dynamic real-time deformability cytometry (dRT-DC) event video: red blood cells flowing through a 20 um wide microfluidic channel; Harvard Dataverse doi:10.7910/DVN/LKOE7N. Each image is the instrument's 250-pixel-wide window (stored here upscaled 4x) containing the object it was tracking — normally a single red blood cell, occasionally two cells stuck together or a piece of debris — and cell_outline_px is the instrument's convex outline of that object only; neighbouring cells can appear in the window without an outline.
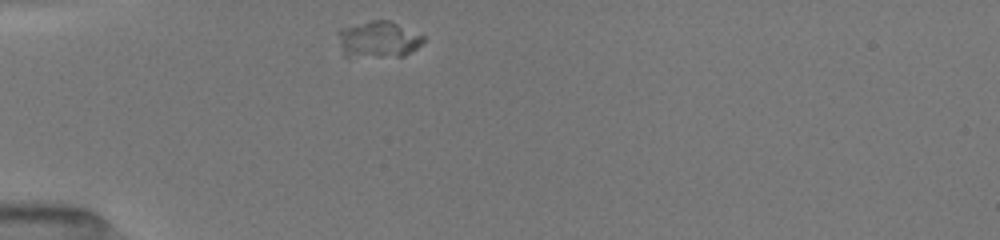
{"species": "common noctule bat (a hibernating species)", "species_latin": "Nyctalus noctula", "temperature_condition": "room temperature", "stored_images_in_passage": 38, "camera_frame_rate_fps": 3000, "um_per_image_px": 0.085, "animal": {"sex": "female", "body_mass_g": 19.5, "forearm_length_mm": 54.1}, "frame": {"image": 1, "passage_image": 1, "time_ms": 0.0, "image_size_px": [1000, 240], "cell_outline_px": [[424, 40], [416, 48], [404, 56], [344, 56], [340, 44], [340, 28], [372, 20], [388, 20], [424, 36]], "centroid_in_image_um": [32.16, 3.35], "position_along_channel_um": 52.8, "area_um2": 17.63}}
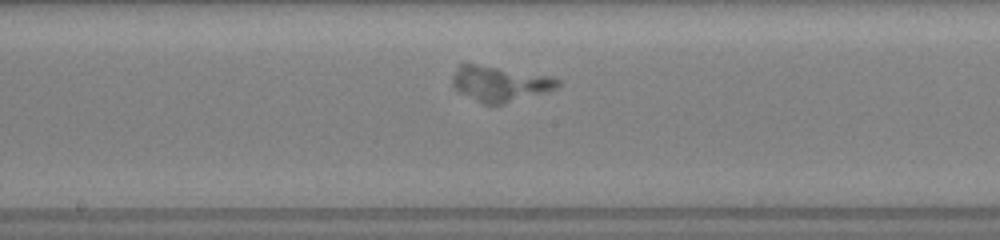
{"frame": {"image": 2, "passage_image": 14, "time_ms": 4.333, "image_size_px": [1000, 240], "cell_outline_px": [[560, 84], [556, 88], [544, 92], [504, 104], [484, 104], [456, 88], [452, 84], [452, 80], [456, 68], [460, 64], [476, 64], [552, 76], [560, 80]], "centroid_in_image_um": [42.52, 7.1], "position_along_channel_um": 205.7, "area_um2": 21.15}}
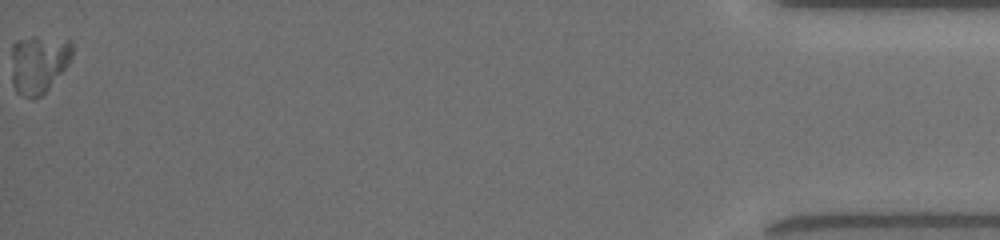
{"frame": {"image": 3, "passage_image": 38, "time_ms": 12.333, "image_size_px": [1000, 240], "cell_outline_px": [[72, 56], [68, 64], [48, 88], [40, 96], [32, 100], [16, 92], [12, 84], [12, 44], [16, 40], [72, 40]], "centroid_in_image_um": [3.26, 5.5], "position_along_channel_um": 431.9, "area_um2": 19.94}}